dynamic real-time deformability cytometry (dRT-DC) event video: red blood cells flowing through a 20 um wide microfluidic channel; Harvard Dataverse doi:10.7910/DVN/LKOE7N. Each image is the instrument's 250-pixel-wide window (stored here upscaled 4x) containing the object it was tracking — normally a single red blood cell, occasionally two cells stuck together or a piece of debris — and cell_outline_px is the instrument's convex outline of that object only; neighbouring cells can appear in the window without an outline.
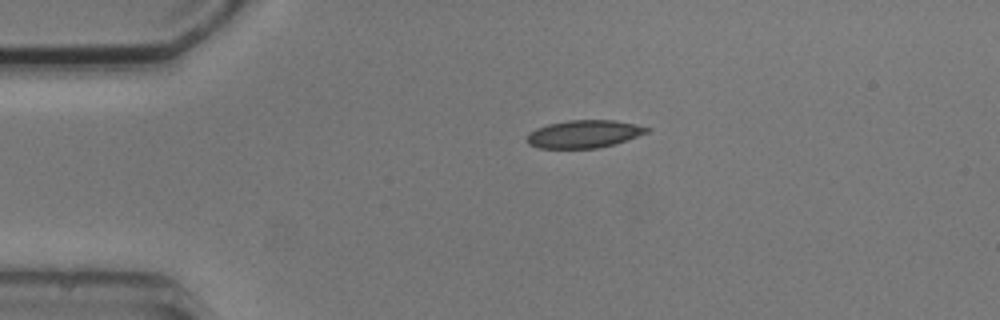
{"species": "common noctule bat (a hibernating species)", "species_latin": "Nyctalus noctula", "temperature_condition": "cold", "stored_images_in_passage": 2, "camera_frame_rate_fps": 3000, "um_per_image_px": 0.085, "animal": {"sex": "male", "body_mass_g": 20.5, "forearm_length_mm": 52.5}, "frame": {"image": 1, "passage_image": 1, "time_ms": 0.0, "image_size_px": [1000, 320], "cell_outline_px": [[652, 128], [648, 132], [616, 144], [596, 148], [540, 148], [528, 144], [524, 140], [528, 132], [536, 128], [548, 124], [568, 120], [616, 120]], "centroid_in_image_um": [49.61, 11.39], "position_along_channel_um": 35.4, "area_um2": 19.54}}